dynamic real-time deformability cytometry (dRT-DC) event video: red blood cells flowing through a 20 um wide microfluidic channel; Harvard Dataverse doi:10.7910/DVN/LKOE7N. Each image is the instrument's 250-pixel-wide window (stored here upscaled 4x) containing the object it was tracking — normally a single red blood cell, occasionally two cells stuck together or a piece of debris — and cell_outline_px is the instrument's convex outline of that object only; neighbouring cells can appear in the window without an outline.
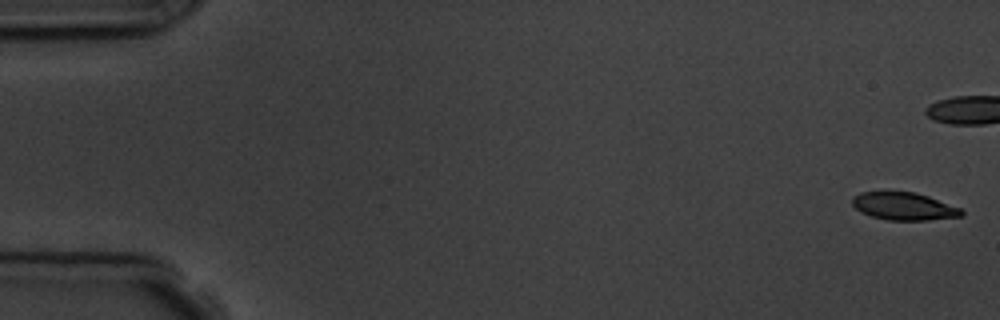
{"species": "common noctule bat (a hibernating species)", "species_latin": "Nyctalus noctula", "temperature_condition": "room temperature", "stored_images_in_passage": 9, "camera_frame_rate_fps": 3000, "um_per_image_px": 0.085, "animal": {"sex": "male", "body_mass_g": 19.5, "forearm_length_mm": 54.6}, "frame": {"image": 1, "passage_image": 1, "time_ms": 0.0, "image_size_px": [1000, 320], "cell_outline_px": [[964, 216], [924, 220], [888, 220], [872, 216], [860, 212], [852, 204], [852, 196], [860, 192], [916, 192], [928, 196], [960, 208], [964, 212]], "centroid_in_image_um": [76.82, 17.53], "position_along_channel_um": 8.2, "area_um2": 17.51}}